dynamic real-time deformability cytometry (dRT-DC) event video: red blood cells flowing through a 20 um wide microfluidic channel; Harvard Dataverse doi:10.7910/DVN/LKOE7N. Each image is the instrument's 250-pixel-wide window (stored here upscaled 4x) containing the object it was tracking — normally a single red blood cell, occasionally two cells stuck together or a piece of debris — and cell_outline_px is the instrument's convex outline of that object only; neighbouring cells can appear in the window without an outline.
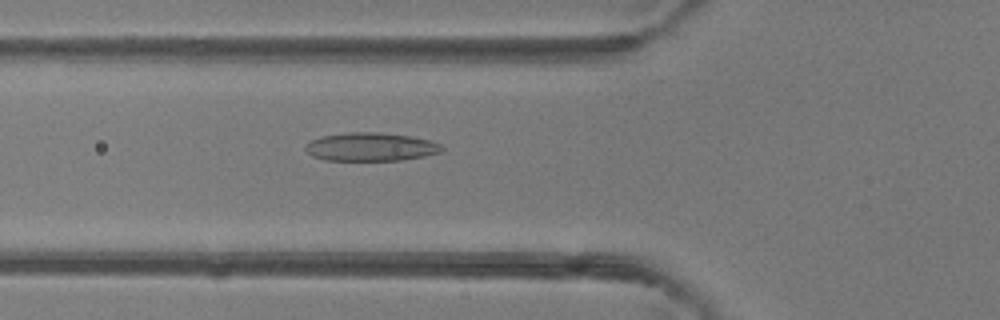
{"species": "common noctule bat (a hibernating species)", "species_latin": "Nyctalus noctula", "temperature_condition": "room temperature", "stored_images_in_passage": 48, "camera_frame_rate_fps": 3000, "um_per_image_px": 0.085, "animal": {"sex": "female"}, "frame": {"image": 1, "passage_image": 18, "time_ms": 5.667, "image_size_px": [1000, 320], "cell_outline_px": [[444, 148], [440, 152], [424, 156], [400, 160], [324, 160], [312, 156], [304, 148], [312, 140], [324, 136], [352, 132], [376, 132], [408, 136], [428, 140], [440, 144]], "centroid_in_image_um": [31.51, 12.49], "position_along_channel_um": 94.3, "area_um2": 22.14}}
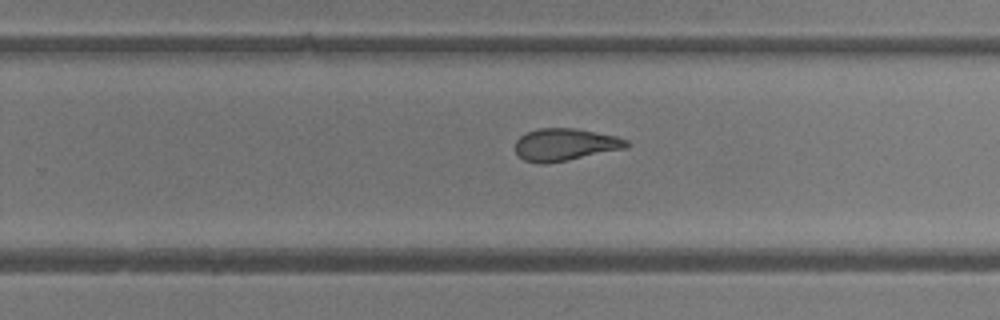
{"frame": {"image": 2, "passage_image": 31, "time_ms": 10.0, "image_size_px": [1000, 320], "cell_outline_px": [[628, 148], [568, 160], [544, 164], [540, 164], [524, 160], [516, 152], [516, 140], [520, 136], [528, 132], [540, 128], [576, 128], [616, 136], [628, 140]], "centroid_in_image_um": [48.05, 12.29], "position_along_channel_um": 281.7, "area_um2": 20.92}}
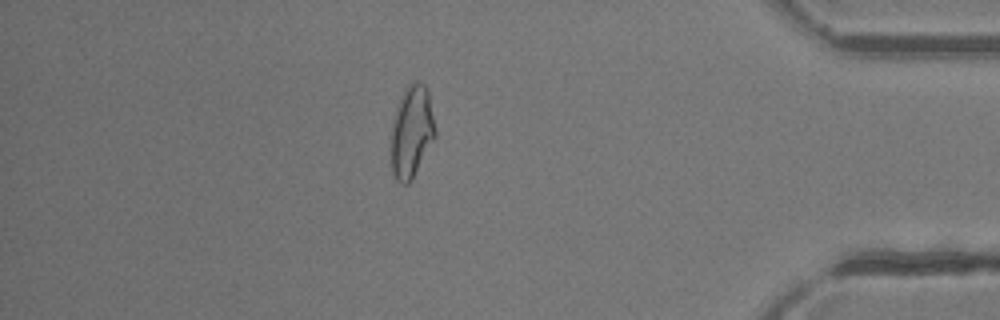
{"frame": {"image": 3, "passage_image": 42, "time_ms": 13.667, "image_size_px": [1000, 320], "cell_outline_px": [[436, 136], [412, 180], [408, 184], [400, 184], [396, 180], [392, 172], [392, 120], [400, 96], [404, 88], [408, 84], [416, 80], [420, 80], [424, 84], [428, 92], [436, 128]], "centroid_in_image_um": [35.0, 11.17], "position_along_channel_um": 400.2, "area_um2": 23.93}, "authors_computed_cell_mechanics": {"area_um2": 22.7732, "velocity_mm_per_s": 4.3176, "shape_relaxation_time_tau1_ms": 9.5277, "shape_relaxation_time_tau2_ms": 2.2212, "deformation_change_tau1": 0.2518, "deformation_change_tau2": 0.0924}}